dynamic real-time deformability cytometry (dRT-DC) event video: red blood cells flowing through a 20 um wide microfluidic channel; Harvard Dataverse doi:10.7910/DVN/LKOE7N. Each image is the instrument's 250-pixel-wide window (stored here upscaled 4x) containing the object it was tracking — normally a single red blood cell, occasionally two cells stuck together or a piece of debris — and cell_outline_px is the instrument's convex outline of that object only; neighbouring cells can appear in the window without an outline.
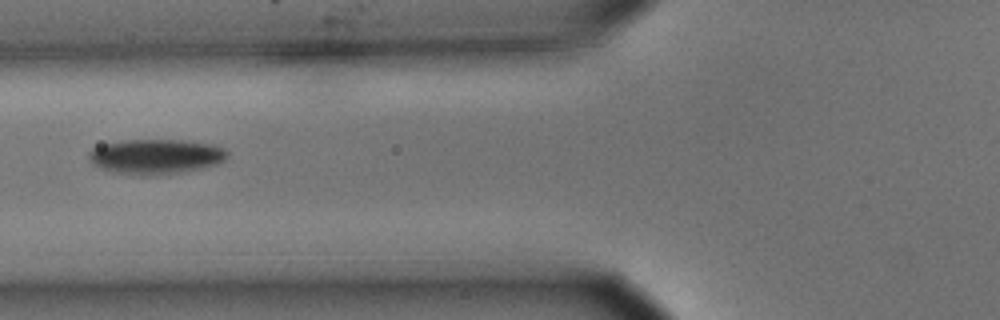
{"species": "common noctule bat (a hibernating species)", "species_latin": "Nyctalus noctula", "temperature_condition": "cold", "stored_images_in_passage": 3, "camera_frame_rate_fps": 3000, "um_per_image_px": 0.085, "animal": {"sex": "male", "body_mass_g": 15.6}, "frame": {"image": 1, "passage_image": 3, "time_ms": 0.667, "image_size_px": [1000, 320], "cell_outline_px": [[228, 156], [224, 160], [216, 164], [204, 168], [184, 172], [148, 176], [140, 176], [116, 172], [100, 168], [92, 164], [88, 160], [88, 152], [92, 148], [104, 144], [124, 140], [180, 140], [212, 144], [224, 148], [228, 152]], "centroid_in_image_um": [13.23, 13.31], "position_along_channel_um": 112.6, "area_um2": 28.44}}